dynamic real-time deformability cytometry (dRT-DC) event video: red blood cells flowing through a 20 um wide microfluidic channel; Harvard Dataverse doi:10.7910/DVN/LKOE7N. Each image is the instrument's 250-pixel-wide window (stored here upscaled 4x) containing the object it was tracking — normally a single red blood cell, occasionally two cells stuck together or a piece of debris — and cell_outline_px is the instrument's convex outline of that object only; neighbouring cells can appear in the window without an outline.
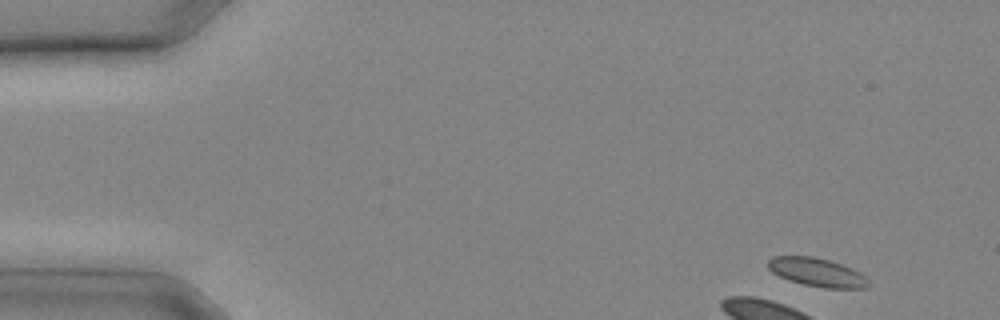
{"species": "common noctule bat (a hibernating species)", "species_latin": "Nyctalus noctula", "temperature_condition": "cold", "stored_images_in_passage": 8, "camera_frame_rate_fps": 3000, "um_per_image_px": 0.085, "animal": {"sex": "male", "body_mass_g": 20.4}, "frame": {"image": 1, "passage_image": 1, "time_ms": 0.0, "image_size_px": [1000, 320], "cell_outline_px": [[872, 284], [864, 288], [824, 288], [804, 284], [788, 280], [772, 272], [768, 268], [768, 260], [772, 256], [812, 256], [828, 260], [852, 268], [860, 272]], "centroid_in_image_um": [69.45, 23.14], "position_along_channel_um": 15.6, "area_um2": 16.65}}